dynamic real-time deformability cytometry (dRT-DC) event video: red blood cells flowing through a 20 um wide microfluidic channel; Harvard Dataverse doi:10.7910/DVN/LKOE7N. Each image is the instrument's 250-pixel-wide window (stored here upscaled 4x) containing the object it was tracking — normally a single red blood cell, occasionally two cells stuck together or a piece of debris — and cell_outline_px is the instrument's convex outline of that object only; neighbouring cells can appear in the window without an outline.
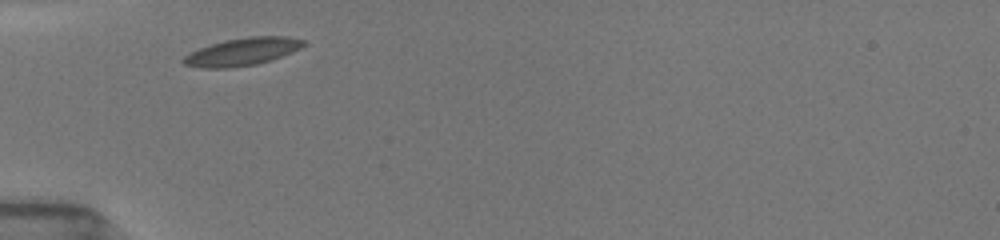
{"species": "common noctule bat (a hibernating species)", "species_latin": "Nyctalus noctula", "temperature_condition": "room temperature", "stored_images_in_passage": 16, "camera_frame_rate_fps": 3000, "um_per_image_px": 0.085, "animal": {"sex": "female", "body_mass_g": 19.5, "forearm_length_mm": 54.1}, "frame": {"image": 1, "passage_image": 1, "time_ms": 0.0, "image_size_px": [1000, 240], "cell_outline_px": [[304, 44], [300, 48], [292, 52], [272, 60], [256, 64], [228, 68], [200, 68], [184, 64], [180, 60], [184, 56], [200, 48], [212, 44], [228, 40], [248, 36], [288, 36], [304, 40]], "centroid_in_image_um": [20.6, 4.4], "position_along_channel_um": 64.4, "area_um2": 19.19}}
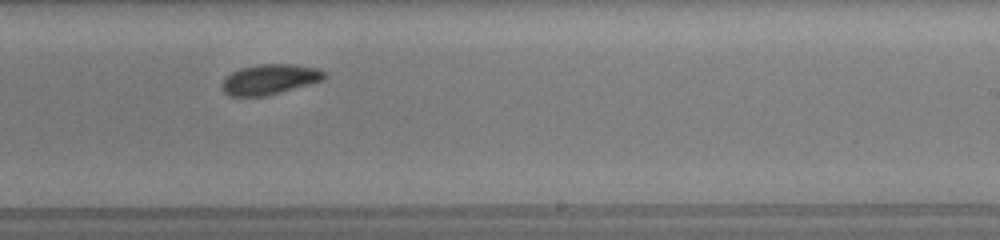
{"frame": {"image": 2, "passage_image": 10, "time_ms": 5.333, "image_size_px": [1000, 240], "cell_outline_px": [[328, 76], [324, 80], [280, 92], [264, 96], [228, 96], [220, 88], [220, 84], [232, 72], [240, 68], [256, 64], [292, 64], [316, 68], [324, 72]], "centroid_in_image_um": [22.9, 6.74], "position_along_channel_um": 266.1, "area_um2": 18.03}}
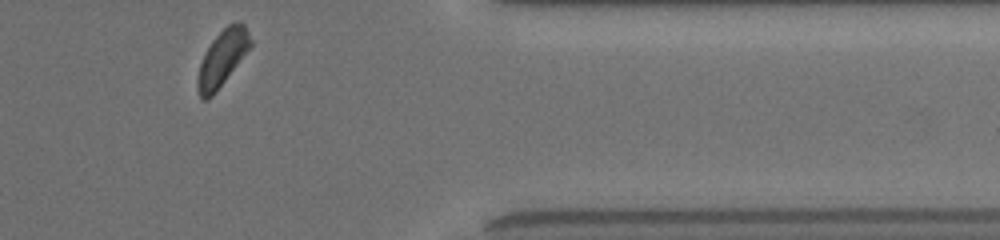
{"frame": {"image": 3, "passage_image": 16, "time_ms": 9.0, "image_size_px": [1000, 240], "cell_outline_px": [[252, 44], [216, 92], [208, 100], [204, 100], [200, 96], [196, 88], [196, 80], [200, 64], [212, 40], [228, 24], [236, 20], [240, 20], [244, 24], [252, 40]], "centroid_in_image_um": [18.89, 4.93], "position_along_channel_um": 392.5, "area_um2": 16.99}, "authors_computed_cell_mechanics": {"area_um2": 18.3804, "velocity_mm_per_s": 3.8722, "shape_relaxation_time_tau1_ms": 1.6525, "shape_relaxation_time_tau2_ms": 6.3596, "deformation_change_tau1": 0.094, "deformation_change_tau2": 0.0862}}